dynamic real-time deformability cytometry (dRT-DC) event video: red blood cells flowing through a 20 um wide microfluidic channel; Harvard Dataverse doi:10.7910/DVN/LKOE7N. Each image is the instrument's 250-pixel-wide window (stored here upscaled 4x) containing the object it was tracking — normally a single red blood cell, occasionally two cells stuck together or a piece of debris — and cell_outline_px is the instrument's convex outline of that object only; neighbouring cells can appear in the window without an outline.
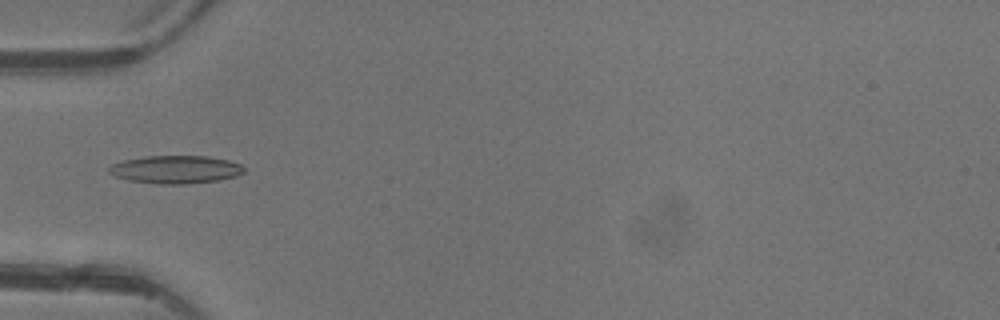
{"species": "common noctule bat (a hibernating species)", "species_latin": "Nyctalus noctula", "temperature_condition": "warm", "stored_images_in_passage": 3, "camera_frame_rate_fps": 3000, "um_per_image_px": 0.085, "animal": {"sex": "female"}, "frame": {"image": 1, "passage_image": 3, "time_ms": 3.333, "image_size_px": [1000, 320], "cell_outline_px": [[244, 172], [236, 176], [216, 180], [188, 184], [160, 184], [128, 180], [116, 176], [108, 172], [108, 168], [112, 164], [124, 160], [144, 156], [208, 156], [228, 160], [240, 164], [244, 168]], "centroid_in_image_um": [14.92, 14.4], "position_along_channel_um": 70.1, "area_um2": 21.91}}